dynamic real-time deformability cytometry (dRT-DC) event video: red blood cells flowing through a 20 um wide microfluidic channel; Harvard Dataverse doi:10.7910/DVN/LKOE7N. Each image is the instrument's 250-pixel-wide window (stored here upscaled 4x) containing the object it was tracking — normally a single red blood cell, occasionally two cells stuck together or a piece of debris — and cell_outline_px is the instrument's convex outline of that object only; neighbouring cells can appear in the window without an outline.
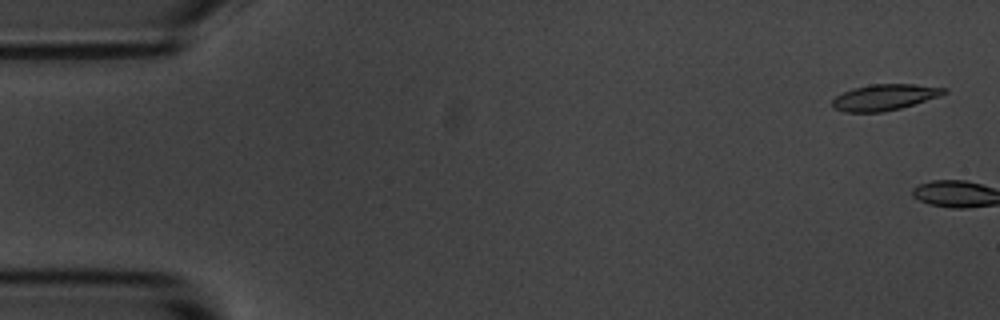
{"species": "common noctule bat (a hibernating species)", "species_latin": "Nyctalus noctula", "temperature_condition": "room temperature", "stored_images_in_passage": 2, "camera_frame_rate_fps": 3000, "um_per_image_px": 0.085, "animal": {"sex": "male", "body_mass_g": 20.1, "forearm_length_mm": 53.5}, "frame": {"image": 1, "passage_image": 1, "time_ms": 0.0, "image_size_px": [1000, 320], "cell_outline_px": [[948, 92], [940, 96], [900, 108], [884, 112], [844, 112], [832, 108], [832, 100], [836, 96], [852, 88], [872, 84], [912, 84], [948, 88]], "centroid_in_image_um": [75.18, 8.27], "position_along_channel_um": 9.8, "area_um2": 16.99}}